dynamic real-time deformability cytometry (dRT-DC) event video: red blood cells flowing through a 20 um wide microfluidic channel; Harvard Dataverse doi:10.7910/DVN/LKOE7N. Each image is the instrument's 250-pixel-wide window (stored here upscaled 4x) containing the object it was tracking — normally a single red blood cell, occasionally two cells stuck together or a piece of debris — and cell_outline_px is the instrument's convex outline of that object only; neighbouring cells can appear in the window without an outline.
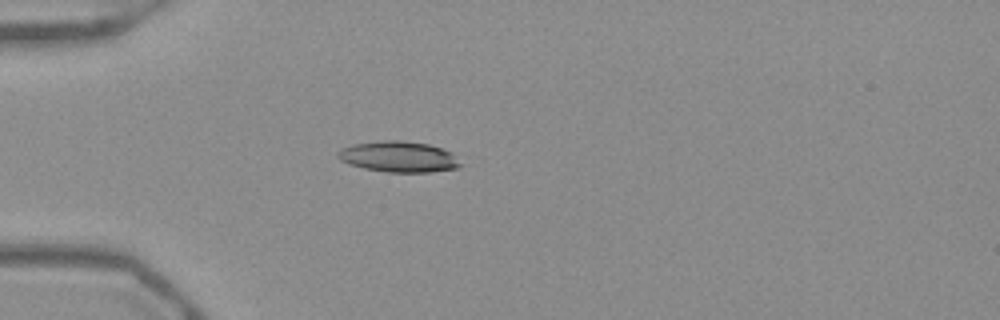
{"species": "Egyptian fruit bat (a non-hibernating species)", "species_latin": "Rousettus aegyptiacus", "temperature_condition": "warm", "stored_images_in_passage": 25, "camera_frame_rate_fps": 3000, "um_per_image_px": 0.085, "frame": {"image": 1, "passage_image": 1, "time_ms": 0.0, "image_size_px": [1000, 320], "cell_outline_px": [[464, 164], [456, 168], [432, 172], [384, 172], [364, 168], [348, 164], [340, 160], [336, 156], [336, 152], [352, 144], [380, 140], [400, 140], [428, 144], [452, 152]], "centroid_in_image_um": [33.89, 13.32], "position_along_channel_um": 51.1, "area_um2": 22.25}}
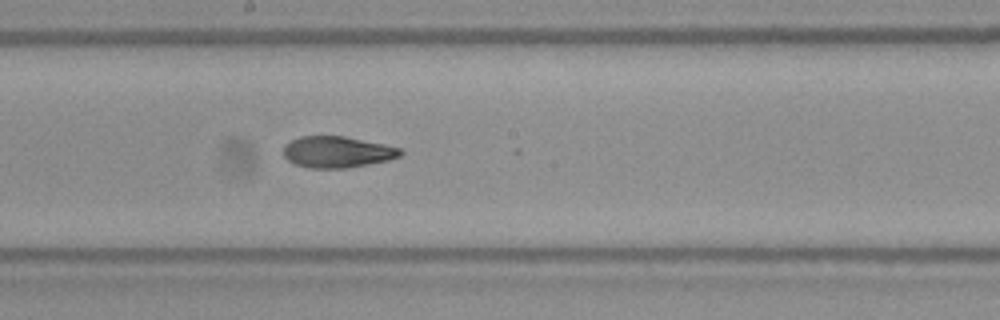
{"frame": {"image": 2, "passage_image": 15, "time_ms": 4.667, "image_size_px": [1000, 320], "cell_outline_px": [[404, 152], [400, 156], [388, 160], [348, 168], [308, 168], [296, 164], [288, 160], [284, 156], [284, 148], [292, 140], [300, 136], [344, 136], [384, 144], [400, 148]], "centroid_in_image_um": [28.68, 12.92], "position_along_channel_um": 219.5, "area_um2": 21.21}}
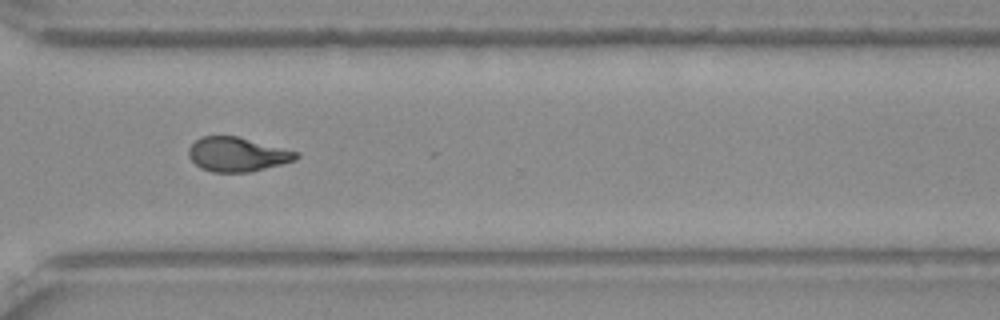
{"frame": {"image": 3, "passage_image": 25, "time_ms": 8.0, "image_size_px": [1000, 320], "cell_outline_px": [[300, 156], [296, 160], [248, 172], [212, 172], [200, 168], [188, 156], [188, 148], [200, 136], [236, 136], [300, 152]], "centroid_in_image_um": [20.16, 13.12], "position_along_channel_um": 350.4, "area_um2": 21.39}}